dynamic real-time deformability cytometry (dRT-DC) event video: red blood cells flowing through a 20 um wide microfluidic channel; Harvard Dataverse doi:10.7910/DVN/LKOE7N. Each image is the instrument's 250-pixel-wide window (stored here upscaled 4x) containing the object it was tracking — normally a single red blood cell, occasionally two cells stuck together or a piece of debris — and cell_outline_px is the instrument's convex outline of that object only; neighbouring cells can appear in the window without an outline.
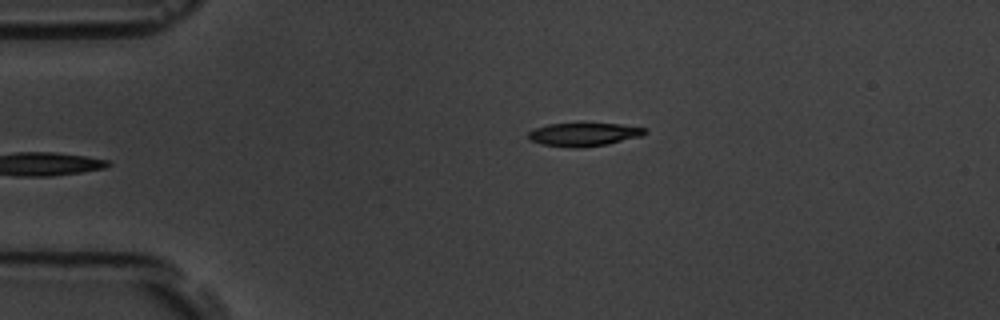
{"species": "common noctule bat (a hibernating species)", "species_latin": "Nyctalus noctula", "temperature_condition": "room temperature", "stored_images_in_passage": 6, "camera_frame_rate_fps": 3000, "um_per_image_px": 0.085, "animal": {"sex": "male", "body_mass_g": 19.5, "forearm_length_mm": 54.6}, "frame": {"image": 1, "passage_image": 6, "time_ms": 5.667, "image_size_px": [1000, 320], "cell_outline_px": [[648, 132], [640, 136], [608, 144], [580, 148], [572, 148], [544, 144], [532, 140], [528, 136], [528, 132], [532, 128], [548, 124], [580, 120], [620, 124], [644, 128]], "centroid_in_image_um": [49.6, 11.37], "position_along_channel_um": 35.4, "area_um2": 16.65}}